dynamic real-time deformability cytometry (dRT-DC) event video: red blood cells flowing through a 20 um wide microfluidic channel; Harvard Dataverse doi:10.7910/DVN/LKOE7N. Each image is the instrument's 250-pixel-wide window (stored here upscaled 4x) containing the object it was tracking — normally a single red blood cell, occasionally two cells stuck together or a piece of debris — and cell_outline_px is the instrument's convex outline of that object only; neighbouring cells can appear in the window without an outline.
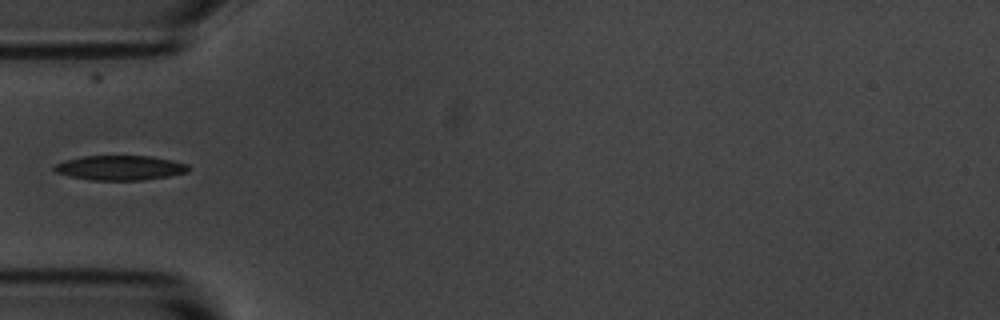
{"species": "common noctule bat (a hibernating species)", "species_latin": "Nyctalus noctula", "temperature_condition": "room temperature", "stored_images_in_passage": 5, "camera_frame_rate_fps": 3000, "um_per_image_px": 0.085, "animal": {"sex": "male", "body_mass_g": 20.1, "forearm_length_mm": 53.5}, "frame": {"image": 1, "passage_image": 3, "time_ms": 2.333, "image_size_px": [1000, 320], "cell_outline_px": [[188, 172], [168, 176], [144, 180], [92, 180], [68, 176], [56, 172], [52, 168], [56, 164], [68, 160], [84, 156], [152, 156], [172, 160], [188, 164]], "centroid_in_image_um": [10.22, 14.26], "position_along_channel_um": 74.8, "area_um2": 19.19}}